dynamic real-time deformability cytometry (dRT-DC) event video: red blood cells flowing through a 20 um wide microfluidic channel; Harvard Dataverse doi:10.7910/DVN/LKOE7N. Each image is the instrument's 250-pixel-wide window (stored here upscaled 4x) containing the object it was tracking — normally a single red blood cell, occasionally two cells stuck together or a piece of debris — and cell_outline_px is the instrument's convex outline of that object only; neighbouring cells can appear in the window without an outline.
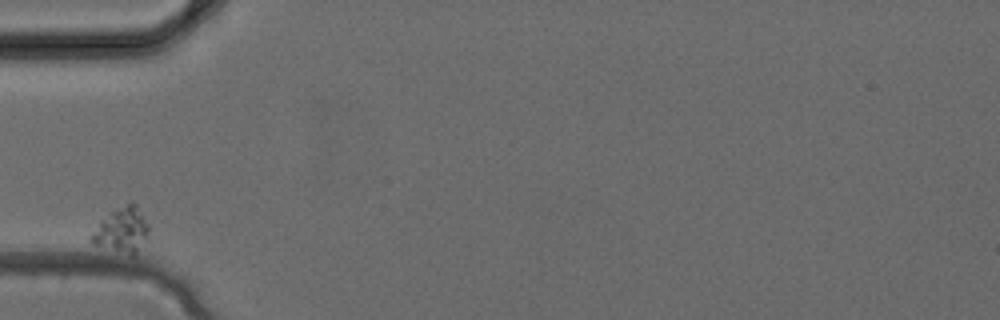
{"species": "common noctule bat (a hibernating species)", "species_latin": "Nyctalus noctula", "temperature_condition": "cold", "stored_images_in_passage": 2, "camera_frame_rate_fps": 3000, "um_per_image_px": 0.085, "animal": {"sex": "female", "body_mass_g": 24.6, "forearm_length_mm": 56.2}, "frame": {"image": 1, "passage_image": 1, "time_ms": 0.0, "image_size_px": [1000, 320], "cell_outline_px": [[148, 236], [136, 256], [132, 256], [92, 244], [88, 240], [88, 236], [100, 220], [108, 212], [128, 204], [136, 204], [148, 224]], "centroid_in_image_um": [10.32, 19.6], "position_along_channel_um": 74.7, "area_um2": 15.32}}
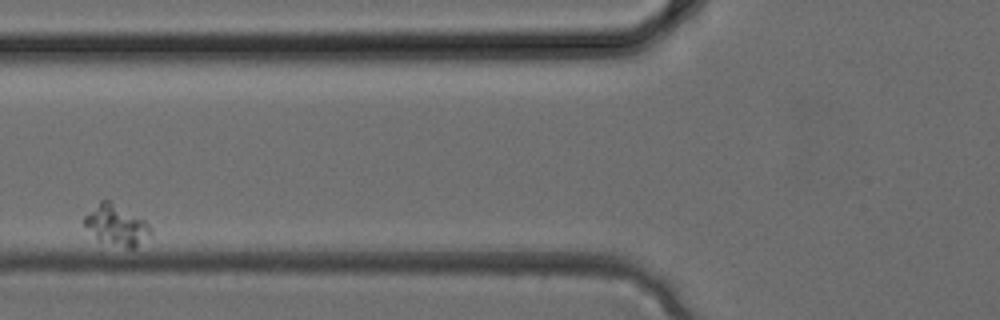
{"frame": {"image": 2, "passage_image": 2, "time_ms": 0.333, "image_size_px": [1000, 320], "cell_outline_px": [[152, 232], [136, 248], [128, 248], [100, 240], [84, 224], [84, 216], [100, 200], [108, 200], [144, 220], [152, 228]], "centroid_in_image_um": [9.91, 19.13], "position_along_channel_um": 115.9, "area_um2": 15.09}}